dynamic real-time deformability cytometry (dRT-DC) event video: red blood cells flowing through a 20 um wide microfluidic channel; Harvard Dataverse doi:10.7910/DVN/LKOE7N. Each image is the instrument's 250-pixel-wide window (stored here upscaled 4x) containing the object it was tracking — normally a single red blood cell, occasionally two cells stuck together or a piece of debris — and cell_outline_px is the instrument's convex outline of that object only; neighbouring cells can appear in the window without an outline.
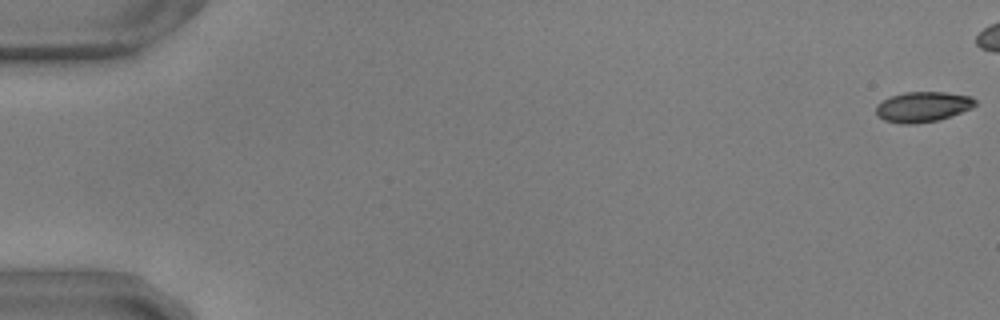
{"species": "common noctule bat (a hibernating species)", "species_latin": "Nyctalus noctula", "temperature_condition": "warm", "stored_images_in_passage": 47, "camera_frame_rate_fps": 3000, "um_per_image_px": 0.085, "animal": {"sex": "male", "body_mass_g": 17.9, "forearm_length_mm": 54.2}, "frame": {"image": 1, "passage_image": 1, "time_ms": 0.0, "image_size_px": [1000, 320], "cell_outline_px": [[976, 104], [972, 108], [940, 120], [916, 124], [900, 124], [884, 120], [876, 112], [876, 104], [892, 96], [904, 92], [944, 92], [972, 96], [976, 100]], "centroid_in_image_um": [78.46, 9.08], "position_along_channel_um": 6.5, "area_um2": 17.57}}
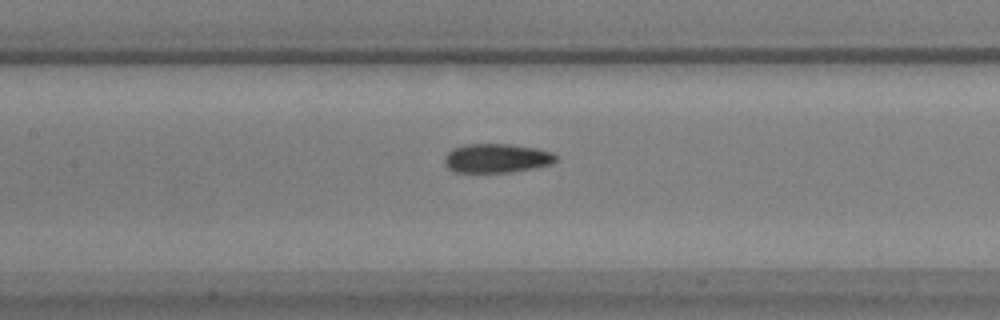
{"frame": {"image": 2, "passage_image": 27, "time_ms": 8.667, "image_size_px": [1000, 320], "cell_outline_px": [[556, 160], [552, 164], [532, 168], [508, 172], [456, 172], [448, 168], [444, 164], [444, 156], [452, 148], [464, 144], [508, 144], [536, 148], [552, 152], [556, 156]], "centroid_in_image_um": [42.18, 13.44], "position_along_channel_um": 165.2, "area_um2": 18.84}}
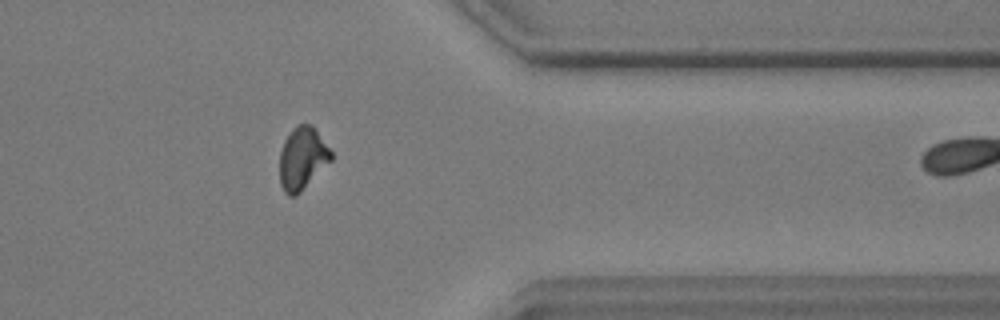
{"frame": {"image": 3, "passage_image": 46, "time_ms": 15.0, "image_size_px": [1000, 320], "cell_outline_px": [[332, 160], [296, 196], [288, 196], [284, 192], [280, 184], [280, 152], [284, 140], [292, 128], [296, 124], [312, 124], [332, 152]], "centroid_in_image_um": [25.69, 13.45], "position_along_channel_um": 385.7, "area_um2": 18.79}}